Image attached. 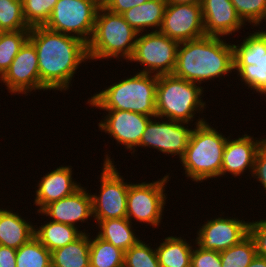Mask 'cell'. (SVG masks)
<instances>
[{"label": "cell", "mask_w": 266, "mask_h": 267, "mask_svg": "<svg viewBox=\"0 0 266 267\" xmlns=\"http://www.w3.org/2000/svg\"><path fill=\"white\" fill-rule=\"evenodd\" d=\"M29 40L37 53L40 82L47 91L69 90L79 66L91 62L87 43L77 37L35 26L30 28Z\"/></svg>", "instance_id": "1"}, {"label": "cell", "mask_w": 266, "mask_h": 267, "mask_svg": "<svg viewBox=\"0 0 266 267\" xmlns=\"http://www.w3.org/2000/svg\"><path fill=\"white\" fill-rule=\"evenodd\" d=\"M226 40L223 37L204 36L179 43L173 74L201 85L229 76L234 71L233 46Z\"/></svg>", "instance_id": "2"}, {"label": "cell", "mask_w": 266, "mask_h": 267, "mask_svg": "<svg viewBox=\"0 0 266 267\" xmlns=\"http://www.w3.org/2000/svg\"><path fill=\"white\" fill-rule=\"evenodd\" d=\"M158 75L136 72L105 87L88 98L86 104L100 110H122L156 116Z\"/></svg>", "instance_id": "3"}, {"label": "cell", "mask_w": 266, "mask_h": 267, "mask_svg": "<svg viewBox=\"0 0 266 267\" xmlns=\"http://www.w3.org/2000/svg\"><path fill=\"white\" fill-rule=\"evenodd\" d=\"M199 85L174 74L158 75L156 116L189 124L196 120L195 125L207 121L202 117H195V114L206 110V101L202 100L203 89L206 88Z\"/></svg>", "instance_id": "4"}, {"label": "cell", "mask_w": 266, "mask_h": 267, "mask_svg": "<svg viewBox=\"0 0 266 267\" xmlns=\"http://www.w3.org/2000/svg\"><path fill=\"white\" fill-rule=\"evenodd\" d=\"M207 121L194 125L184 156L180 159L187 179L193 182L221 177L223 151L227 137Z\"/></svg>", "instance_id": "5"}, {"label": "cell", "mask_w": 266, "mask_h": 267, "mask_svg": "<svg viewBox=\"0 0 266 267\" xmlns=\"http://www.w3.org/2000/svg\"><path fill=\"white\" fill-rule=\"evenodd\" d=\"M138 32L121 14H115L101 6L97 12L92 36L87 43L89 60L122 59L132 57ZM120 57V58H119Z\"/></svg>", "instance_id": "6"}, {"label": "cell", "mask_w": 266, "mask_h": 267, "mask_svg": "<svg viewBox=\"0 0 266 267\" xmlns=\"http://www.w3.org/2000/svg\"><path fill=\"white\" fill-rule=\"evenodd\" d=\"M104 155L100 173V190L92 194L93 220L97 223L106 219L125 218L127 213V194L130 182H125L117 170L114 158Z\"/></svg>", "instance_id": "7"}, {"label": "cell", "mask_w": 266, "mask_h": 267, "mask_svg": "<svg viewBox=\"0 0 266 267\" xmlns=\"http://www.w3.org/2000/svg\"><path fill=\"white\" fill-rule=\"evenodd\" d=\"M248 35L241 43H232L233 72L247 89L266 97V38L258 30Z\"/></svg>", "instance_id": "8"}, {"label": "cell", "mask_w": 266, "mask_h": 267, "mask_svg": "<svg viewBox=\"0 0 266 267\" xmlns=\"http://www.w3.org/2000/svg\"><path fill=\"white\" fill-rule=\"evenodd\" d=\"M170 173L152 182L130 183L127 194L126 218L132 221L147 223L152 228H159L168 197L166 184ZM166 194V195H165Z\"/></svg>", "instance_id": "9"}, {"label": "cell", "mask_w": 266, "mask_h": 267, "mask_svg": "<svg viewBox=\"0 0 266 267\" xmlns=\"http://www.w3.org/2000/svg\"><path fill=\"white\" fill-rule=\"evenodd\" d=\"M101 6L97 0H58L44 26L88 43Z\"/></svg>", "instance_id": "10"}, {"label": "cell", "mask_w": 266, "mask_h": 267, "mask_svg": "<svg viewBox=\"0 0 266 267\" xmlns=\"http://www.w3.org/2000/svg\"><path fill=\"white\" fill-rule=\"evenodd\" d=\"M179 43L160 31L138 33L132 57L128 62L141 64L139 72L154 75L173 74Z\"/></svg>", "instance_id": "11"}, {"label": "cell", "mask_w": 266, "mask_h": 267, "mask_svg": "<svg viewBox=\"0 0 266 267\" xmlns=\"http://www.w3.org/2000/svg\"><path fill=\"white\" fill-rule=\"evenodd\" d=\"M188 126L191 127L189 123L152 117L146 125L138 147L157 149L165 155L178 156L180 161L193 131L192 127Z\"/></svg>", "instance_id": "12"}, {"label": "cell", "mask_w": 266, "mask_h": 267, "mask_svg": "<svg viewBox=\"0 0 266 267\" xmlns=\"http://www.w3.org/2000/svg\"><path fill=\"white\" fill-rule=\"evenodd\" d=\"M6 89L12 94L31 95L32 91L47 90L40 82L38 58L33 43L28 39L13 62L0 77Z\"/></svg>", "instance_id": "13"}, {"label": "cell", "mask_w": 266, "mask_h": 267, "mask_svg": "<svg viewBox=\"0 0 266 267\" xmlns=\"http://www.w3.org/2000/svg\"><path fill=\"white\" fill-rule=\"evenodd\" d=\"M159 31L178 43L204 37L201 3L167 4Z\"/></svg>", "instance_id": "14"}, {"label": "cell", "mask_w": 266, "mask_h": 267, "mask_svg": "<svg viewBox=\"0 0 266 267\" xmlns=\"http://www.w3.org/2000/svg\"><path fill=\"white\" fill-rule=\"evenodd\" d=\"M196 242L206 250L217 252L240 243L249 235V222L240 220L238 217H216L207 220L197 230Z\"/></svg>", "instance_id": "15"}, {"label": "cell", "mask_w": 266, "mask_h": 267, "mask_svg": "<svg viewBox=\"0 0 266 267\" xmlns=\"http://www.w3.org/2000/svg\"><path fill=\"white\" fill-rule=\"evenodd\" d=\"M102 111L107 113L105 116H102L104 119H101L98 123L99 130L104 131L105 134L108 133L118 145H123L134 156L137 153L146 125L152 117L122 110Z\"/></svg>", "instance_id": "16"}, {"label": "cell", "mask_w": 266, "mask_h": 267, "mask_svg": "<svg viewBox=\"0 0 266 267\" xmlns=\"http://www.w3.org/2000/svg\"><path fill=\"white\" fill-rule=\"evenodd\" d=\"M38 215L48 216L51 221L64 223L79 229L77 223H85L93 217L92 197L87 187H80L72 195L51 202ZM89 218V219H88Z\"/></svg>", "instance_id": "17"}, {"label": "cell", "mask_w": 266, "mask_h": 267, "mask_svg": "<svg viewBox=\"0 0 266 267\" xmlns=\"http://www.w3.org/2000/svg\"><path fill=\"white\" fill-rule=\"evenodd\" d=\"M230 137L231 135L228 136L223 151L221 177L227 174L237 177L243 175L247 170L252 176L257 151L265 136L258 140L257 137L254 138L246 132L236 139L231 140Z\"/></svg>", "instance_id": "18"}, {"label": "cell", "mask_w": 266, "mask_h": 267, "mask_svg": "<svg viewBox=\"0 0 266 267\" xmlns=\"http://www.w3.org/2000/svg\"><path fill=\"white\" fill-rule=\"evenodd\" d=\"M201 6L205 36H235L245 26L231 0H202Z\"/></svg>", "instance_id": "19"}, {"label": "cell", "mask_w": 266, "mask_h": 267, "mask_svg": "<svg viewBox=\"0 0 266 267\" xmlns=\"http://www.w3.org/2000/svg\"><path fill=\"white\" fill-rule=\"evenodd\" d=\"M72 166H59L38 180L34 204L40 212L46 205L72 195L82 185L73 180Z\"/></svg>", "instance_id": "20"}, {"label": "cell", "mask_w": 266, "mask_h": 267, "mask_svg": "<svg viewBox=\"0 0 266 267\" xmlns=\"http://www.w3.org/2000/svg\"><path fill=\"white\" fill-rule=\"evenodd\" d=\"M13 211L0 208V245L19 249L34 237L35 225Z\"/></svg>", "instance_id": "21"}, {"label": "cell", "mask_w": 266, "mask_h": 267, "mask_svg": "<svg viewBox=\"0 0 266 267\" xmlns=\"http://www.w3.org/2000/svg\"><path fill=\"white\" fill-rule=\"evenodd\" d=\"M166 5V0H149L130 8L121 15L138 33L150 32L147 28L152 29V31H159Z\"/></svg>", "instance_id": "22"}, {"label": "cell", "mask_w": 266, "mask_h": 267, "mask_svg": "<svg viewBox=\"0 0 266 267\" xmlns=\"http://www.w3.org/2000/svg\"><path fill=\"white\" fill-rule=\"evenodd\" d=\"M99 229L96 235L102 240L113 244L115 247L127 251L136 245L141 239L135 234L136 229L126 217L101 220L97 223Z\"/></svg>", "instance_id": "23"}, {"label": "cell", "mask_w": 266, "mask_h": 267, "mask_svg": "<svg viewBox=\"0 0 266 267\" xmlns=\"http://www.w3.org/2000/svg\"><path fill=\"white\" fill-rule=\"evenodd\" d=\"M90 233L51 252L52 267H90Z\"/></svg>", "instance_id": "24"}, {"label": "cell", "mask_w": 266, "mask_h": 267, "mask_svg": "<svg viewBox=\"0 0 266 267\" xmlns=\"http://www.w3.org/2000/svg\"><path fill=\"white\" fill-rule=\"evenodd\" d=\"M183 237V238H182ZM165 237L155 248L160 267H191L192 250L195 243L187 242L184 236Z\"/></svg>", "instance_id": "25"}, {"label": "cell", "mask_w": 266, "mask_h": 267, "mask_svg": "<svg viewBox=\"0 0 266 267\" xmlns=\"http://www.w3.org/2000/svg\"><path fill=\"white\" fill-rule=\"evenodd\" d=\"M46 222V223H45ZM37 226V227H36ZM34 236L50 251L63 247L78 239L86 230H78L73 226L54 222L44 221V224L38 227L35 225Z\"/></svg>", "instance_id": "26"}, {"label": "cell", "mask_w": 266, "mask_h": 267, "mask_svg": "<svg viewBox=\"0 0 266 267\" xmlns=\"http://www.w3.org/2000/svg\"><path fill=\"white\" fill-rule=\"evenodd\" d=\"M90 238V267H124L125 251L97 235Z\"/></svg>", "instance_id": "27"}, {"label": "cell", "mask_w": 266, "mask_h": 267, "mask_svg": "<svg viewBox=\"0 0 266 267\" xmlns=\"http://www.w3.org/2000/svg\"><path fill=\"white\" fill-rule=\"evenodd\" d=\"M16 267H52L51 252L34 236L16 249Z\"/></svg>", "instance_id": "28"}, {"label": "cell", "mask_w": 266, "mask_h": 267, "mask_svg": "<svg viewBox=\"0 0 266 267\" xmlns=\"http://www.w3.org/2000/svg\"><path fill=\"white\" fill-rule=\"evenodd\" d=\"M30 30L6 31L0 38V77L6 72L22 46L29 39Z\"/></svg>", "instance_id": "29"}, {"label": "cell", "mask_w": 266, "mask_h": 267, "mask_svg": "<svg viewBox=\"0 0 266 267\" xmlns=\"http://www.w3.org/2000/svg\"><path fill=\"white\" fill-rule=\"evenodd\" d=\"M256 256V246L248 235L240 243L220 252L222 267H248Z\"/></svg>", "instance_id": "30"}, {"label": "cell", "mask_w": 266, "mask_h": 267, "mask_svg": "<svg viewBox=\"0 0 266 267\" xmlns=\"http://www.w3.org/2000/svg\"><path fill=\"white\" fill-rule=\"evenodd\" d=\"M0 29L30 30L23 16L22 0H0Z\"/></svg>", "instance_id": "31"}, {"label": "cell", "mask_w": 266, "mask_h": 267, "mask_svg": "<svg viewBox=\"0 0 266 267\" xmlns=\"http://www.w3.org/2000/svg\"><path fill=\"white\" fill-rule=\"evenodd\" d=\"M58 0H22L23 16L28 26H44Z\"/></svg>", "instance_id": "32"}, {"label": "cell", "mask_w": 266, "mask_h": 267, "mask_svg": "<svg viewBox=\"0 0 266 267\" xmlns=\"http://www.w3.org/2000/svg\"><path fill=\"white\" fill-rule=\"evenodd\" d=\"M124 267H160L156 250L140 240L125 251Z\"/></svg>", "instance_id": "33"}, {"label": "cell", "mask_w": 266, "mask_h": 267, "mask_svg": "<svg viewBox=\"0 0 266 267\" xmlns=\"http://www.w3.org/2000/svg\"><path fill=\"white\" fill-rule=\"evenodd\" d=\"M231 2L245 25L250 23L253 28H261L260 24L263 23L262 19L266 14V0H231Z\"/></svg>", "instance_id": "34"}, {"label": "cell", "mask_w": 266, "mask_h": 267, "mask_svg": "<svg viewBox=\"0 0 266 267\" xmlns=\"http://www.w3.org/2000/svg\"><path fill=\"white\" fill-rule=\"evenodd\" d=\"M195 245L192 250L191 267H222L220 252L203 249L196 242Z\"/></svg>", "instance_id": "35"}, {"label": "cell", "mask_w": 266, "mask_h": 267, "mask_svg": "<svg viewBox=\"0 0 266 267\" xmlns=\"http://www.w3.org/2000/svg\"><path fill=\"white\" fill-rule=\"evenodd\" d=\"M249 236L256 246V255L266 259V219L249 221Z\"/></svg>", "instance_id": "36"}, {"label": "cell", "mask_w": 266, "mask_h": 267, "mask_svg": "<svg viewBox=\"0 0 266 267\" xmlns=\"http://www.w3.org/2000/svg\"><path fill=\"white\" fill-rule=\"evenodd\" d=\"M252 178L261 183L263 190L266 192V138L262 141L257 151Z\"/></svg>", "instance_id": "37"}, {"label": "cell", "mask_w": 266, "mask_h": 267, "mask_svg": "<svg viewBox=\"0 0 266 267\" xmlns=\"http://www.w3.org/2000/svg\"><path fill=\"white\" fill-rule=\"evenodd\" d=\"M149 0H106L102 6L115 14H122L132 7L138 6Z\"/></svg>", "instance_id": "38"}, {"label": "cell", "mask_w": 266, "mask_h": 267, "mask_svg": "<svg viewBox=\"0 0 266 267\" xmlns=\"http://www.w3.org/2000/svg\"><path fill=\"white\" fill-rule=\"evenodd\" d=\"M0 267H16V249L0 245Z\"/></svg>", "instance_id": "39"}, {"label": "cell", "mask_w": 266, "mask_h": 267, "mask_svg": "<svg viewBox=\"0 0 266 267\" xmlns=\"http://www.w3.org/2000/svg\"><path fill=\"white\" fill-rule=\"evenodd\" d=\"M248 267H266V259L256 255Z\"/></svg>", "instance_id": "40"}, {"label": "cell", "mask_w": 266, "mask_h": 267, "mask_svg": "<svg viewBox=\"0 0 266 267\" xmlns=\"http://www.w3.org/2000/svg\"><path fill=\"white\" fill-rule=\"evenodd\" d=\"M167 4H196L201 3L202 0H166Z\"/></svg>", "instance_id": "41"}, {"label": "cell", "mask_w": 266, "mask_h": 267, "mask_svg": "<svg viewBox=\"0 0 266 267\" xmlns=\"http://www.w3.org/2000/svg\"><path fill=\"white\" fill-rule=\"evenodd\" d=\"M265 21L266 22V14L264 15L262 21ZM263 29V30H262ZM258 31L266 38V30H264V27L261 28V31L258 29Z\"/></svg>", "instance_id": "42"}, {"label": "cell", "mask_w": 266, "mask_h": 267, "mask_svg": "<svg viewBox=\"0 0 266 267\" xmlns=\"http://www.w3.org/2000/svg\"><path fill=\"white\" fill-rule=\"evenodd\" d=\"M101 5L106 1V0H97Z\"/></svg>", "instance_id": "43"}, {"label": "cell", "mask_w": 266, "mask_h": 267, "mask_svg": "<svg viewBox=\"0 0 266 267\" xmlns=\"http://www.w3.org/2000/svg\"><path fill=\"white\" fill-rule=\"evenodd\" d=\"M3 30L2 29H0V38H1V35L3 34Z\"/></svg>", "instance_id": "44"}]
</instances>
